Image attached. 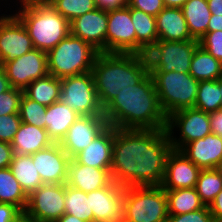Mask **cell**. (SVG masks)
Instances as JSON below:
<instances>
[{
  "label": "cell",
  "instance_id": "obj_34",
  "mask_svg": "<svg viewBox=\"0 0 222 222\" xmlns=\"http://www.w3.org/2000/svg\"><path fill=\"white\" fill-rule=\"evenodd\" d=\"M221 91L217 80L200 81L194 108L207 113L221 109Z\"/></svg>",
  "mask_w": 222,
  "mask_h": 222
},
{
  "label": "cell",
  "instance_id": "obj_33",
  "mask_svg": "<svg viewBox=\"0 0 222 222\" xmlns=\"http://www.w3.org/2000/svg\"><path fill=\"white\" fill-rule=\"evenodd\" d=\"M65 214L76 216L77 218L86 222H94V215L90 208L87 193L74 187H70L66 183Z\"/></svg>",
  "mask_w": 222,
  "mask_h": 222
},
{
  "label": "cell",
  "instance_id": "obj_48",
  "mask_svg": "<svg viewBox=\"0 0 222 222\" xmlns=\"http://www.w3.org/2000/svg\"><path fill=\"white\" fill-rule=\"evenodd\" d=\"M222 30V15H211L207 32Z\"/></svg>",
  "mask_w": 222,
  "mask_h": 222
},
{
  "label": "cell",
  "instance_id": "obj_38",
  "mask_svg": "<svg viewBox=\"0 0 222 222\" xmlns=\"http://www.w3.org/2000/svg\"><path fill=\"white\" fill-rule=\"evenodd\" d=\"M23 94V90L13 87L4 93H0V116L19 114Z\"/></svg>",
  "mask_w": 222,
  "mask_h": 222
},
{
  "label": "cell",
  "instance_id": "obj_43",
  "mask_svg": "<svg viewBox=\"0 0 222 222\" xmlns=\"http://www.w3.org/2000/svg\"><path fill=\"white\" fill-rule=\"evenodd\" d=\"M23 214L15 205L0 203V222H16Z\"/></svg>",
  "mask_w": 222,
  "mask_h": 222
},
{
  "label": "cell",
  "instance_id": "obj_32",
  "mask_svg": "<svg viewBox=\"0 0 222 222\" xmlns=\"http://www.w3.org/2000/svg\"><path fill=\"white\" fill-rule=\"evenodd\" d=\"M0 203L15 205L23 213L27 207L28 197L9 167L0 169Z\"/></svg>",
  "mask_w": 222,
  "mask_h": 222
},
{
  "label": "cell",
  "instance_id": "obj_51",
  "mask_svg": "<svg viewBox=\"0 0 222 222\" xmlns=\"http://www.w3.org/2000/svg\"><path fill=\"white\" fill-rule=\"evenodd\" d=\"M188 0H163L165 7L181 8Z\"/></svg>",
  "mask_w": 222,
  "mask_h": 222
},
{
  "label": "cell",
  "instance_id": "obj_36",
  "mask_svg": "<svg viewBox=\"0 0 222 222\" xmlns=\"http://www.w3.org/2000/svg\"><path fill=\"white\" fill-rule=\"evenodd\" d=\"M69 22L78 16L96 9L95 0H46Z\"/></svg>",
  "mask_w": 222,
  "mask_h": 222
},
{
  "label": "cell",
  "instance_id": "obj_28",
  "mask_svg": "<svg viewBox=\"0 0 222 222\" xmlns=\"http://www.w3.org/2000/svg\"><path fill=\"white\" fill-rule=\"evenodd\" d=\"M181 9L191 37L199 40L206 34L212 15L207 0H188Z\"/></svg>",
  "mask_w": 222,
  "mask_h": 222
},
{
  "label": "cell",
  "instance_id": "obj_5",
  "mask_svg": "<svg viewBox=\"0 0 222 222\" xmlns=\"http://www.w3.org/2000/svg\"><path fill=\"white\" fill-rule=\"evenodd\" d=\"M99 53L92 45L69 33L47 52L48 72L59 79L91 72Z\"/></svg>",
  "mask_w": 222,
  "mask_h": 222
},
{
  "label": "cell",
  "instance_id": "obj_56",
  "mask_svg": "<svg viewBox=\"0 0 222 222\" xmlns=\"http://www.w3.org/2000/svg\"><path fill=\"white\" fill-rule=\"evenodd\" d=\"M113 222H128V221H126L125 219L121 218V219L113 221Z\"/></svg>",
  "mask_w": 222,
  "mask_h": 222
},
{
  "label": "cell",
  "instance_id": "obj_13",
  "mask_svg": "<svg viewBox=\"0 0 222 222\" xmlns=\"http://www.w3.org/2000/svg\"><path fill=\"white\" fill-rule=\"evenodd\" d=\"M106 34V52L136 54V31L128 5L109 10Z\"/></svg>",
  "mask_w": 222,
  "mask_h": 222
},
{
  "label": "cell",
  "instance_id": "obj_25",
  "mask_svg": "<svg viewBox=\"0 0 222 222\" xmlns=\"http://www.w3.org/2000/svg\"><path fill=\"white\" fill-rule=\"evenodd\" d=\"M80 114L60 100L47 106L45 129L54 143H60Z\"/></svg>",
  "mask_w": 222,
  "mask_h": 222
},
{
  "label": "cell",
  "instance_id": "obj_14",
  "mask_svg": "<svg viewBox=\"0 0 222 222\" xmlns=\"http://www.w3.org/2000/svg\"><path fill=\"white\" fill-rule=\"evenodd\" d=\"M2 68L11 86L24 90L34 80L49 74L47 53L34 48L21 57L5 63Z\"/></svg>",
  "mask_w": 222,
  "mask_h": 222
},
{
  "label": "cell",
  "instance_id": "obj_4",
  "mask_svg": "<svg viewBox=\"0 0 222 222\" xmlns=\"http://www.w3.org/2000/svg\"><path fill=\"white\" fill-rule=\"evenodd\" d=\"M16 7L13 14L25 26L35 49L47 53L70 33V22L46 0H21Z\"/></svg>",
  "mask_w": 222,
  "mask_h": 222
},
{
  "label": "cell",
  "instance_id": "obj_15",
  "mask_svg": "<svg viewBox=\"0 0 222 222\" xmlns=\"http://www.w3.org/2000/svg\"><path fill=\"white\" fill-rule=\"evenodd\" d=\"M107 126L108 123L104 115H80L68 129L66 136L59 144L68 156L73 159Z\"/></svg>",
  "mask_w": 222,
  "mask_h": 222
},
{
  "label": "cell",
  "instance_id": "obj_7",
  "mask_svg": "<svg viewBox=\"0 0 222 222\" xmlns=\"http://www.w3.org/2000/svg\"><path fill=\"white\" fill-rule=\"evenodd\" d=\"M154 81L162 110L168 117L172 113L194 108L199 81L190 73L149 72Z\"/></svg>",
  "mask_w": 222,
  "mask_h": 222
},
{
  "label": "cell",
  "instance_id": "obj_1",
  "mask_svg": "<svg viewBox=\"0 0 222 222\" xmlns=\"http://www.w3.org/2000/svg\"><path fill=\"white\" fill-rule=\"evenodd\" d=\"M166 129L114 128L112 180L120 186H159L172 151Z\"/></svg>",
  "mask_w": 222,
  "mask_h": 222
},
{
  "label": "cell",
  "instance_id": "obj_2",
  "mask_svg": "<svg viewBox=\"0 0 222 222\" xmlns=\"http://www.w3.org/2000/svg\"><path fill=\"white\" fill-rule=\"evenodd\" d=\"M103 115L114 128L166 129L167 125L150 73L139 84L122 88Z\"/></svg>",
  "mask_w": 222,
  "mask_h": 222
},
{
  "label": "cell",
  "instance_id": "obj_23",
  "mask_svg": "<svg viewBox=\"0 0 222 222\" xmlns=\"http://www.w3.org/2000/svg\"><path fill=\"white\" fill-rule=\"evenodd\" d=\"M158 40H193L181 8L165 7L156 16Z\"/></svg>",
  "mask_w": 222,
  "mask_h": 222
},
{
  "label": "cell",
  "instance_id": "obj_11",
  "mask_svg": "<svg viewBox=\"0 0 222 222\" xmlns=\"http://www.w3.org/2000/svg\"><path fill=\"white\" fill-rule=\"evenodd\" d=\"M65 213V184H43L30 196L24 215L36 222H54Z\"/></svg>",
  "mask_w": 222,
  "mask_h": 222
},
{
  "label": "cell",
  "instance_id": "obj_21",
  "mask_svg": "<svg viewBox=\"0 0 222 222\" xmlns=\"http://www.w3.org/2000/svg\"><path fill=\"white\" fill-rule=\"evenodd\" d=\"M114 127L108 125L95 139L74 159L82 165L99 169H110L112 164V146Z\"/></svg>",
  "mask_w": 222,
  "mask_h": 222
},
{
  "label": "cell",
  "instance_id": "obj_42",
  "mask_svg": "<svg viewBox=\"0 0 222 222\" xmlns=\"http://www.w3.org/2000/svg\"><path fill=\"white\" fill-rule=\"evenodd\" d=\"M127 5L155 17L165 8L163 0H127Z\"/></svg>",
  "mask_w": 222,
  "mask_h": 222
},
{
  "label": "cell",
  "instance_id": "obj_52",
  "mask_svg": "<svg viewBox=\"0 0 222 222\" xmlns=\"http://www.w3.org/2000/svg\"><path fill=\"white\" fill-rule=\"evenodd\" d=\"M54 222H86V221H83V220L77 218L76 216H72L70 214L64 213L58 220H56Z\"/></svg>",
  "mask_w": 222,
  "mask_h": 222
},
{
  "label": "cell",
  "instance_id": "obj_39",
  "mask_svg": "<svg viewBox=\"0 0 222 222\" xmlns=\"http://www.w3.org/2000/svg\"><path fill=\"white\" fill-rule=\"evenodd\" d=\"M199 45L222 63V30L206 32Z\"/></svg>",
  "mask_w": 222,
  "mask_h": 222
},
{
  "label": "cell",
  "instance_id": "obj_50",
  "mask_svg": "<svg viewBox=\"0 0 222 222\" xmlns=\"http://www.w3.org/2000/svg\"><path fill=\"white\" fill-rule=\"evenodd\" d=\"M212 15H222V0H207Z\"/></svg>",
  "mask_w": 222,
  "mask_h": 222
},
{
  "label": "cell",
  "instance_id": "obj_10",
  "mask_svg": "<svg viewBox=\"0 0 222 222\" xmlns=\"http://www.w3.org/2000/svg\"><path fill=\"white\" fill-rule=\"evenodd\" d=\"M166 130L174 150H181L186 144L211 134L209 113L196 108H185L167 117ZM179 132V137L174 133Z\"/></svg>",
  "mask_w": 222,
  "mask_h": 222
},
{
  "label": "cell",
  "instance_id": "obj_22",
  "mask_svg": "<svg viewBox=\"0 0 222 222\" xmlns=\"http://www.w3.org/2000/svg\"><path fill=\"white\" fill-rule=\"evenodd\" d=\"M110 169H99L79 164L70 159L66 184L85 193L108 186L112 182Z\"/></svg>",
  "mask_w": 222,
  "mask_h": 222
},
{
  "label": "cell",
  "instance_id": "obj_17",
  "mask_svg": "<svg viewBox=\"0 0 222 222\" xmlns=\"http://www.w3.org/2000/svg\"><path fill=\"white\" fill-rule=\"evenodd\" d=\"M107 24L108 12L96 8L70 21V34L106 52Z\"/></svg>",
  "mask_w": 222,
  "mask_h": 222
},
{
  "label": "cell",
  "instance_id": "obj_19",
  "mask_svg": "<svg viewBox=\"0 0 222 222\" xmlns=\"http://www.w3.org/2000/svg\"><path fill=\"white\" fill-rule=\"evenodd\" d=\"M200 170L181 151L172 149L166 159L165 175L160 186L165 190L194 188Z\"/></svg>",
  "mask_w": 222,
  "mask_h": 222
},
{
  "label": "cell",
  "instance_id": "obj_12",
  "mask_svg": "<svg viewBox=\"0 0 222 222\" xmlns=\"http://www.w3.org/2000/svg\"><path fill=\"white\" fill-rule=\"evenodd\" d=\"M0 15V66L34 49L22 22L12 14Z\"/></svg>",
  "mask_w": 222,
  "mask_h": 222
},
{
  "label": "cell",
  "instance_id": "obj_47",
  "mask_svg": "<svg viewBox=\"0 0 222 222\" xmlns=\"http://www.w3.org/2000/svg\"><path fill=\"white\" fill-rule=\"evenodd\" d=\"M96 7L105 11L120 9L127 5V0H95Z\"/></svg>",
  "mask_w": 222,
  "mask_h": 222
},
{
  "label": "cell",
  "instance_id": "obj_54",
  "mask_svg": "<svg viewBox=\"0 0 222 222\" xmlns=\"http://www.w3.org/2000/svg\"><path fill=\"white\" fill-rule=\"evenodd\" d=\"M215 170L218 172L219 176L222 179V161L215 167Z\"/></svg>",
  "mask_w": 222,
  "mask_h": 222
},
{
  "label": "cell",
  "instance_id": "obj_44",
  "mask_svg": "<svg viewBox=\"0 0 222 222\" xmlns=\"http://www.w3.org/2000/svg\"><path fill=\"white\" fill-rule=\"evenodd\" d=\"M14 155L10 143L0 141V169L8 168Z\"/></svg>",
  "mask_w": 222,
  "mask_h": 222
},
{
  "label": "cell",
  "instance_id": "obj_49",
  "mask_svg": "<svg viewBox=\"0 0 222 222\" xmlns=\"http://www.w3.org/2000/svg\"><path fill=\"white\" fill-rule=\"evenodd\" d=\"M12 88L4 69L0 66V93H4Z\"/></svg>",
  "mask_w": 222,
  "mask_h": 222
},
{
  "label": "cell",
  "instance_id": "obj_26",
  "mask_svg": "<svg viewBox=\"0 0 222 222\" xmlns=\"http://www.w3.org/2000/svg\"><path fill=\"white\" fill-rule=\"evenodd\" d=\"M131 19L136 31V54L145 55L158 41L156 17L131 7Z\"/></svg>",
  "mask_w": 222,
  "mask_h": 222
},
{
  "label": "cell",
  "instance_id": "obj_55",
  "mask_svg": "<svg viewBox=\"0 0 222 222\" xmlns=\"http://www.w3.org/2000/svg\"><path fill=\"white\" fill-rule=\"evenodd\" d=\"M217 81H218V84H219V89H220V91H221V109H222V76L221 77H219L218 79H217Z\"/></svg>",
  "mask_w": 222,
  "mask_h": 222
},
{
  "label": "cell",
  "instance_id": "obj_37",
  "mask_svg": "<svg viewBox=\"0 0 222 222\" xmlns=\"http://www.w3.org/2000/svg\"><path fill=\"white\" fill-rule=\"evenodd\" d=\"M47 106L39 104L23 94L20 102V119L22 123L35 125L45 129V117Z\"/></svg>",
  "mask_w": 222,
  "mask_h": 222
},
{
  "label": "cell",
  "instance_id": "obj_40",
  "mask_svg": "<svg viewBox=\"0 0 222 222\" xmlns=\"http://www.w3.org/2000/svg\"><path fill=\"white\" fill-rule=\"evenodd\" d=\"M21 123L19 114L0 116V141L11 143Z\"/></svg>",
  "mask_w": 222,
  "mask_h": 222
},
{
  "label": "cell",
  "instance_id": "obj_24",
  "mask_svg": "<svg viewBox=\"0 0 222 222\" xmlns=\"http://www.w3.org/2000/svg\"><path fill=\"white\" fill-rule=\"evenodd\" d=\"M53 143L46 129L21 123L10 144L14 154L32 155L39 150L49 147Z\"/></svg>",
  "mask_w": 222,
  "mask_h": 222
},
{
  "label": "cell",
  "instance_id": "obj_18",
  "mask_svg": "<svg viewBox=\"0 0 222 222\" xmlns=\"http://www.w3.org/2000/svg\"><path fill=\"white\" fill-rule=\"evenodd\" d=\"M94 222H113L122 218L124 187L112 181L108 186L87 193Z\"/></svg>",
  "mask_w": 222,
  "mask_h": 222
},
{
  "label": "cell",
  "instance_id": "obj_31",
  "mask_svg": "<svg viewBox=\"0 0 222 222\" xmlns=\"http://www.w3.org/2000/svg\"><path fill=\"white\" fill-rule=\"evenodd\" d=\"M169 215H179L200 210L205 207L196 188L165 190Z\"/></svg>",
  "mask_w": 222,
  "mask_h": 222
},
{
  "label": "cell",
  "instance_id": "obj_8",
  "mask_svg": "<svg viewBox=\"0 0 222 222\" xmlns=\"http://www.w3.org/2000/svg\"><path fill=\"white\" fill-rule=\"evenodd\" d=\"M199 46L196 39L188 41L158 40L145 54L149 72L189 73L190 64Z\"/></svg>",
  "mask_w": 222,
  "mask_h": 222
},
{
  "label": "cell",
  "instance_id": "obj_35",
  "mask_svg": "<svg viewBox=\"0 0 222 222\" xmlns=\"http://www.w3.org/2000/svg\"><path fill=\"white\" fill-rule=\"evenodd\" d=\"M195 188L201 201L209 206L222 190V179L215 169H201Z\"/></svg>",
  "mask_w": 222,
  "mask_h": 222
},
{
  "label": "cell",
  "instance_id": "obj_29",
  "mask_svg": "<svg viewBox=\"0 0 222 222\" xmlns=\"http://www.w3.org/2000/svg\"><path fill=\"white\" fill-rule=\"evenodd\" d=\"M23 91L28 98L44 106H50L60 100L61 79L47 74L31 82Z\"/></svg>",
  "mask_w": 222,
  "mask_h": 222
},
{
  "label": "cell",
  "instance_id": "obj_53",
  "mask_svg": "<svg viewBox=\"0 0 222 222\" xmlns=\"http://www.w3.org/2000/svg\"><path fill=\"white\" fill-rule=\"evenodd\" d=\"M16 222H36L30 218H27L24 214Z\"/></svg>",
  "mask_w": 222,
  "mask_h": 222
},
{
  "label": "cell",
  "instance_id": "obj_9",
  "mask_svg": "<svg viewBox=\"0 0 222 222\" xmlns=\"http://www.w3.org/2000/svg\"><path fill=\"white\" fill-rule=\"evenodd\" d=\"M60 101L80 115H103L92 71L62 78Z\"/></svg>",
  "mask_w": 222,
  "mask_h": 222
},
{
  "label": "cell",
  "instance_id": "obj_3",
  "mask_svg": "<svg viewBox=\"0 0 222 222\" xmlns=\"http://www.w3.org/2000/svg\"><path fill=\"white\" fill-rule=\"evenodd\" d=\"M92 73L104 109L122 88L139 84L149 74L148 61L145 55L100 52Z\"/></svg>",
  "mask_w": 222,
  "mask_h": 222
},
{
  "label": "cell",
  "instance_id": "obj_41",
  "mask_svg": "<svg viewBox=\"0 0 222 222\" xmlns=\"http://www.w3.org/2000/svg\"><path fill=\"white\" fill-rule=\"evenodd\" d=\"M166 222H215L208 206L179 215H169Z\"/></svg>",
  "mask_w": 222,
  "mask_h": 222
},
{
  "label": "cell",
  "instance_id": "obj_27",
  "mask_svg": "<svg viewBox=\"0 0 222 222\" xmlns=\"http://www.w3.org/2000/svg\"><path fill=\"white\" fill-rule=\"evenodd\" d=\"M9 169L27 197L44 184L31 155L14 154Z\"/></svg>",
  "mask_w": 222,
  "mask_h": 222
},
{
  "label": "cell",
  "instance_id": "obj_20",
  "mask_svg": "<svg viewBox=\"0 0 222 222\" xmlns=\"http://www.w3.org/2000/svg\"><path fill=\"white\" fill-rule=\"evenodd\" d=\"M180 151L200 169H215L222 161V137L211 133L186 144Z\"/></svg>",
  "mask_w": 222,
  "mask_h": 222
},
{
  "label": "cell",
  "instance_id": "obj_6",
  "mask_svg": "<svg viewBox=\"0 0 222 222\" xmlns=\"http://www.w3.org/2000/svg\"><path fill=\"white\" fill-rule=\"evenodd\" d=\"M169 216L165 189L159 186L124 187L122 218L128 222H166Z\"/></svg>",
  "mask_w": 222,
  "mask_h": 222
},
{
  "label": "cell",
  "instance_id": "obj_30",
  "mask_svg": "<svg viewBox=\"0 0 222 222\" xmlns=\"http://www.w3.org/2000/svg\"><path fill=\"white\" fill-rule=\"evenodd\" d=\"M189 73L199 82L217 80L222 76V63L199 45L193 54Z\"/></svg>",
  "mask_w": 222,
  "mask_h": 222
},
{
  "label": "cell",
  "instance_id": "obj_45",
  "mask_svg": "<svg viewBox=\"0 0 222 222\" xmlns=\"http://www.w3.org/2000/svg\"><path fill=\"white\" fill-rule=\"evenodd\" d=\"M212 134L222 137V109L209 113Z\"/></svg>",
  "mask_w": 222,
  "mask_h": 222
},
{
  "label": "cell",
  "instance_id": "obj_46",
  "mask_svg": "<svg viewBox=\"0 0 222 222\" xmlns=\"http://www.w3.org/2000/svg\"><path fill=\"white\" fill-rule=\"evenodd\" d=\"M215 222H222V190L208 206Z\"/></svg>",
  "mask_w": 222,
  "mask_h": 222
},
{
  "label": "cell",
  "instance_id": "obj_16",
  "mask_svg": "<svg viewBox=\"0 0 222 222\" xmlns=\"http://www.w3.org/2000/svg\"><path fill=\"white\" fill-rule=\"evenodd\" d=\"M44 184H65L68 178L70 157L59 143L31 155Z\"/></svg>",
  "mask_w": 222,
  "mask_h": 222
}]
</instances>
